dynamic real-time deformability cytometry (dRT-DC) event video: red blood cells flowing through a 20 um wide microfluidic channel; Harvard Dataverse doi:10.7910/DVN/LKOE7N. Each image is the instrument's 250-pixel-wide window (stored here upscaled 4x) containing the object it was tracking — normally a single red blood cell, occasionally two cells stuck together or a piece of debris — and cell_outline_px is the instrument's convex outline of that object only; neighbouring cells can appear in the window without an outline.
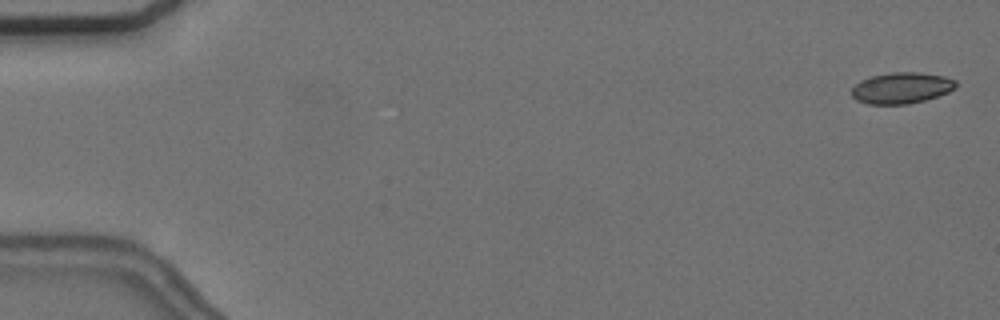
{"species": "common noctule bat (a hibernating species)", "species_latin": "Nyctalus noctula", "temperature_condition": "cold", "stored_images_in_passage": 9, "camera_frame_rate_fps": 3000, "um_per_image_px": 0.085, "animal": {"sex": "female", "body_mass_g": 24.6, "forearm_length_mm": 56.2}, "frame": {"image": 1, "passage_image": 1, "time_ms": 0.0, "image_size_px": [1000, 320], "cell_outline_px": [[956, 88], [948, 92], [924, 100], [908, 104], [868, 104], [856, 100], [852, 96], [852, 88], [860, 80], [872, 76], [892, 72], [916, 72], [944, 76], [956, 80]], "centroid_in_image_um": [76.62, 7.47], "position_along_channel_um": 8.4, "area_um2": 18.84}}
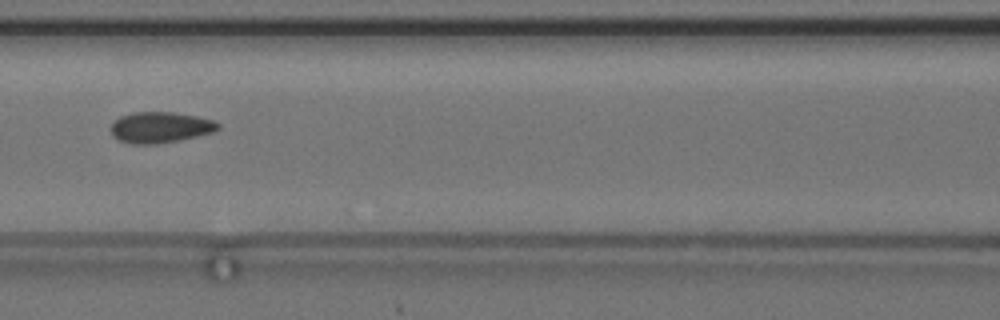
{"frame": {"image": 2, "passage_image": 7, "time_ms": 8.0, "image_size_px": [1000, 320], "cell_outline_px": [[220, 128], [212, 132], [196, 136], [156, 144], [128, 144], [116, 140], [112, 136], [112, 120], [120, 116], [132, 112], [172, 112], [196, 116], [212, 120], [220, 124]], "centroid_in_image_um": [13.56, 10.82], "position_along_channel_um": 153.0, "area_um2": 19.36}}